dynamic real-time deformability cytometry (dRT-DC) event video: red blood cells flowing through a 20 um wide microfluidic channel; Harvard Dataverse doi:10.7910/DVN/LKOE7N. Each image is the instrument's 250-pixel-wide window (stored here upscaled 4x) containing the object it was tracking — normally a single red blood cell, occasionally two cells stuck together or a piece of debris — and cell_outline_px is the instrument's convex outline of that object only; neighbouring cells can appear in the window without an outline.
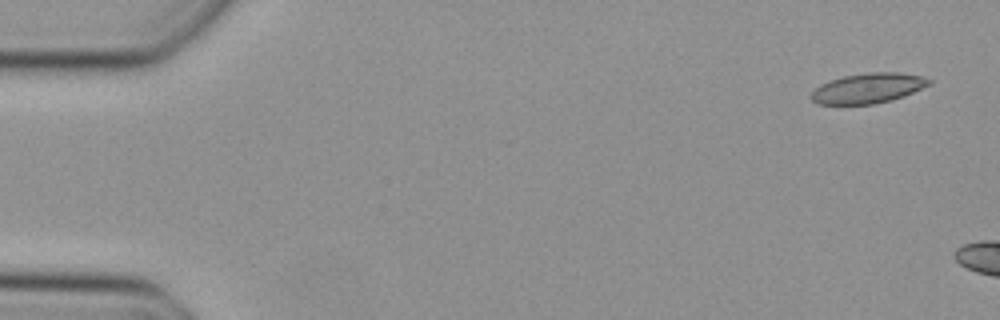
{"species": "Egyptian fruit bat (a non-hibernating species)", "species_latin": "Rousettus aegyptiacus", "temperature_condition": "cold", "stored_images_in_passage": 5, "camera_frame_rate_fps": 3000, "um_per_image_px": 0.085, "animal": {"sex": "female"}, "frame": {"image": 1, "passage_image": 1, "time_ms": 0.0, "image_size_px": [1000, 320], "cell_outline_px": [[932, 84], [904, 96], [892, 100], [872, 104], [816, 104], [812, 100], [812, 92], [820, 84], [844, 76], [872, 72], [896, 72], [920, 76], [932, 80]], "centroid_in_image_um": [73.81, 7.5], "position_along_channel_um": 11.2, "area_um2": 20.46}}